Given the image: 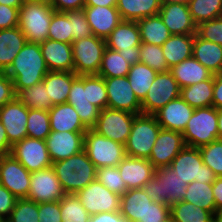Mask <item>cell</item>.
I'll return each instance as SVG.
<instances>
[{
    "label": "cell",
    "mask_w": 222,
    "mask_h": 222,
    "mask_svg": "<svg viewBox=\"0 0 222 222\" xmlns=\"http://www.w3.org/2000/svg\"><path fill=\"white\" fill-rule=\"evenodd\" d=\"M196 35L222 46V16L197 25Z\"/></svg>",
    "instance_id": "cell-51"
},
{
    "label": "cell",
    "mask_w": 222,
    "mask_h": 222,
    "mask_svg": "<svg viewBox=\"0 0 222 222\" xmlns=\"http://www.w3.org/2000/svg\"><path fill=\"white\" fill-rule=\"evenodd\" d=\"M136 22L142 43L162 46L172 36L159 14L139 19Z\"/></svg>",
    "instance_id": "cell-35"
},
{
    "label": "cell",
    "mask_w": 222,
    "mask_h": 222,
    "mask_svg": "<svg viewBox=\"0 0 222 222\" xmlns=\"http://www.w3.org/2000/svg\"><path fill=\"white\" fill-rule=\"evenodd\" d=\"M136 115L123 110L105 108L100 111L97 123L92 129L104 137L125 145Z\"/></svg>",
    "instance_id": "cell-12"
},
{
    "label": "cell",
    "mask_w": 222,
    "mask_h": 222,
    "mask_svg": "<svg viewBox=\"0 0 222 222\" xmlns=\"http://www.w3.org/2000/svg\"><path fill=\"white\" fill-rule=\"evenodd\" d=\"M105 41L107 48L120 52L130 65L140 62L142 42L136 21L123 20Z\"/></svg>",
    "instance_id": "cell-10"
},
{
    "label": "cell",
    "mask_w": 222,
    "mask_h": 222,
    "mask_svg": "<svg viewBox=\"0 0 222 222\" xmlns=\"http://www.w3.org/2000/svg\"><path fill=\"white\" fill-rule=\"evenodd\" d=\"M96 180L107 187L111 192L122 196L127 186L120 176L118 167H103L96 171Z\"/></svg>",
    "instance_id": "cell-49"
},
{
    "label": "cell",
    "mask_w": 222,
    "mask_h": 222,
    "mask_svg": "<svg viewBox=\"0 0 222 222\" xmlns=\"http://www.w3.org/2000/svg\"><path fill=\"white\" fill-rule=\"evenodd\" d=\"M172 35H195L197 25L192 19L189 6L180 3L161 5L158 13Z\"/></svg>",
    "instance_id": "cell-23"
},
{
    "label": "cell",
    "mask_w": 222,
    "mask_h": 222,
    "mask_svg": "<svg viewBox=\"0 0 222 222\" xmlns=\"http://www.w3.org/2000/svg\"><path fill=\"white\" fill-rule=\"evenodd\" d=\"M62 222H89L91 215L76 194H66L60 200Z\"/></svg>",
    "instance_id": "cell-43"
},
{
    "label": "cell",
    "mask_w": 222,
    "mask_h": 222,
    "mask_svg": "<svg viewBox=\"0 0 222 222\" xmlns=\"http://www.w3.org/2000/svg\"><path fill=\"white\" fill-rule=\"evenodd\" d=\"M27 43L18 26L0 30V70L6 72L14 58Z\"/></svg>",
    "instance_id": "cell-29"
},
{
    "label": "cell",
    "mask_w": 222,
    "mask_h": 222,
    "mask_svg": "<svg viewBox=\"0 0 222 222\" xmlns=\"http://www.w3.org/2000/svg\"><path fill=\"white\" fill-rule=\"evenodd\" d=\"M161 129L155 115L137 114L125 144L126 156L149 159Z\"/></svg>",
    "instance_id": "cell-4"
},
{
    "label": "cell",
    "mask_w": 222,
    "mask_h": 222,
    "mask_svg": "<svg viewBox=\"0 0 222 222\" xmlns=\"http://www.w3.org/2000/svg\"><path fill=\"white\" fill-rule=\"evenodd\" d=\"M152 202L143 188L129 189L121 196L120 213L132 222H137L144 218Z\"/></svg>",
    "instance_id": "cell-32"
},
{
    "label": "cell",
    "mask_w": 222,
    "mask_h": 222,
    "mask_svg": "<svg viewBox=\"0 0 222 222\" xmlns=\"http://www.w3.org/2000/svg\"><path fill=\"white\" fill-rule=\"evenodd\" d=\"M89 222H132L130 219L123 217L120 211L117 212H102L93 214Z\"/></svg>",
    "instance_id": "cell-59"
},
{
    "label": "cell",
    "mask_w": 222,
    "mask_h": 222,
    "mask_svg": "<svg viewBox=\"0 0 222 222\" xmlns=\"http://www.w3.org/2000/svg\"><path fill=\"white\" fill-rule=\"evenodd\" d=\"M65 195L52 166L31 172L28 199L36 203L55 202Z\"/></svg>",
    "instance_id": "cell-17"
},
{
    "label": "cell",
    "mask_w": 222,
    "mask_h": 222,
    "mask_svg": "<svg viewBox=\"0 0 222 222\" xmlns=\"http://www.w3.org/2000/svg\"><path fill=\"white\" fill-rule=\"evenodd\" d=\"M185 146L182 132L161 129L148 160L155 168L170 166Z\"/></svg>",
    "instance_id": "cell-19"
},
{
    "label": "cell",
    "mask_w": 222,
    "mask_h": 222,
    "mask_svg": "<svg viewBox=\"0 0 222 222\" xmlns=\"http://www.w3.org/2000/svg\"><path fill=\"white\" fill-rule=\"evenodd\" d=\"M39 45L49 71L74 72L72 44L47 39Z\"/></svg>",
    "instance_id": "cell-26"
},
{
    "label": "cell",
    "mask_w": 222,
    "mask_h": 222,
    "mask_svg": "<svg viewBox=\"0 0 222 222\" xmlns=\"http://www.w3.org/2000/svg\"><path fill=\"white\" fill-rule=\"evenodd\" d=\"M86 132L51 131L45 139L52 162L67 159L84 150Z\"/></svg>",
    "instance_id": "cell-21"
},
{
    "label": "cell",
    "mask_w": 222,
    "mask_h": 222,
    "mask_svg": "<svg viewBox=\"0 0 222 222\" xmlns=\"http://www.w3.org/2000/svg\"><path fill=\"white\" fill-rule=\"evenodd\" d=\"M106 41L94 35L72 43L74 72L77 75L98 74Z\"/></svg>",
    "instance_id": "cell-9"
},
{
    "label": "cell",
    "mask_w": 222,
    "mask_h": 222,
    "mask_svg": "<svg viewBox=\"0 0 222 222\" xmlns=\"http://www.w3.org/2000/svg\"><path fill=\"white\" fill-rule=\"evenodd\" d=\"M67 103L73 106L87 129L95 126L101 110L88 100L87 75H78L73 80Z\"/></svg>",
    "instance_id": "cell-20"
},
{
    "label": "cell",
    "mask_w": 222,
    "mask_h": 222,
    "mask_svg": "<svg viewBox=\"0 0 222 222\" xmlns=\"http://www.w3.org/2000/svg\"><path fill=\"white\" fill-rule=\"evenodd\" d=\"M16 97L28 109L48 111L52 107L51 99L48 97L47 89H45L43 81L20 90L16 94Z\"/></svg>",
    "instance_id": "cell-40"
},
{
    "label": "cell",
    "mask_w": 222,
    "mask_h": 222,
    "mask_svg": "<svg viewBox=\"0 0 222 222\" xmlns=\"http://www.w3.org/2000/svg\"><path fill=\"white\" fill-rule=\"evenodd\" d=\"M19 9L0 4V30L18 26Z\"/></svg>",
    "instance_id": "cell-55"
},
{
    "label": "cell",
    "mask_w": 222,
    "mask_h": 222,
    "mask_svg": "<svg viewBox=\"0 0 222 222\" xmlns=\"http://www.w3.org/2000/svg\"><path fill=\"white\" fill-rule=\"evenodd\" d=\"M72 23L73 41L92 36L91 28L87 22L83 9L64 12Z\"/></svg>",
    "instance_id": "cell-52"
},
{
    "label": "cell",
    "mask_w": 222,
    "mask_h": 222,
    "mask_svg": "<svg viewBox=\"0 0 222 222\" xmlns=\"http://www.w3.org/2000/svg\"><path fill=\"white\" fill-rule=\"evenodd\" d=\"M28 115L29 109L17 97L0 108V121L12 146L27 137Z\"/></svg>",
    "instance_id": "cell-18"
},
{
    "label": "cell",
    "mask_w": 222,
    "mask_h": 222,
    "mask_svg": "<svg viewBox=\"0 0 222 222\" xmlns=\"http://www.w3.org/2000/svg\"><path fill=\"white\" fill-rule=\"evenodd\" d=\"M51 6L57 12L80 10L85 7V0H52Z\"/></svg>",
    "instance_id": "cell-58"
},
{
    "label": "cell",
    "mask_w": 222,
    "mask_h": 222,
    "mask_svg": "<svg viewBox=\"0 0 222 222\" xmlns=\"http://www.w3.org/2000/svg\"><path fill=\"white\" fill-rule=\"evenodd\" d=\"M0 222H5V220L0 217Z\"/></svg>",
    "instance_id": "cell-70"
},
{
    "label": "cell",
    "mask_w": 222,
    "mask_h": 222,
    "mask_svg": "<svg viewBox=\"0 0 222 222\" xmlns=\"http://www.w3.org/2000/svg\"><path fill=\"white\" fill-rule=\"evenodd\" d=\"M54 12L51 4L24 1L19 8L18 27L27 42L41 44L48 39Z\"/></svg>",
    "instance_id": "cell-3"
},
{
    "label": "cell",
    "mask_w": 222,
    "mask_h": 222,
    "mask_svg": "<svg viewBox=\"0 0 222 222\" xmlns=\"http://www.w3.org/2000/svg\"><path fill=\"white\" fill-rule=\"evenodd\" d=\"M90 215L120 211L121 196L111 192L97 180L76 193Z\"/></svg>",
    "instance_id": "cell-13"
},
{
    "label": "cell",
    "mask_w": 222,
    "mask_h": 222,
    "mask_svg": "<svg viewBox=\"0 0 222 222\" xmlns=\"http://www.w3.org/2000/svg\"><path fill=\"white\" fill-rule=\"evenodd\" d=\"M217 126H218V140L222 141V108L217 109Z\"/></svg>",
    "instance_id": "cell-65"
},
{
    "label": "cell",
    "mask_w": 222,
    "mask_h": 222,
    "mask_svg": "<svg viewBox=\"0 0 222 222\" xmlns=\"http://www.w3.org/2000/svg\"><path fill=\"white\" fill-rule=\"evenodd\" d=\"M191 0H160L161 5H167V4H172V3H180V4H185L189 5Z\"/></svg>",
    "instance_id": "cell-66"
},
{
    "label": "cell",
    "mask_w": 222,
    "mask_h": 222,
    "mask_svg": "<svg viewBox=\"0 0 222 222\" xmlns=\"http://www.w3.org/2000/svg\"><path fill=\"white\" fill-rule=\"evenodd\" d=\"M107 90V108L141 114V102L130 86L127 76L103 77Z\"/></svg>",
    "instance_id": "cell-16"
},
{
    "label": "cell",
    "mask_w": 222,
    "mask_h": 222,
    "mask_svg": "<svg viewBox=\"0 0 222 222\" xmlns=\"http://www.w3.org/2000/svg\"><path fill=\"white\" fill-rule=\"evenodd\" d=\"M181 88L170 71L157 73L155 80L141 102L143 114L154 115L168 102L180 96Z\"/></svg>",
    "instance_id": "cell-11"
},
{
    "label": "cell",
    "mask_w": 222,
    "mask_h": 222,
    "mask_svg": "<svg viewBox=\"0 0 222 222\" xmlns=\"http://www.w3.org/2000/svg\"><path fill=\"white\" fill-rule=\"evenodd\" d=\"M0 4L16 7L19 9L24 4V0H0Z\"/></svg>",
    "instance_id": "cell-64"
},
{
    "label": "cell",
    "mask_w": 222,
    "mask_h": 222,
    "mask_svg": "<svg viewBox=\"0 0 222 222\" xmlns=\"http://www.w3.org/2000/svg\"><path fill=\"white\" fill-rule=\"evenodd\" d=\"M164 222H177L171 215Z\"/></svg>",
    "instance_id": "cell-69"
},
{
    "label": "cell",
    "mask_w": 222,
    "mask_h": 222,
    "mask_svg": "<svg viewBox=\"0 0 222 222\" xmlns=\"http://www.w3.org/2000/svg\"><path fill=\"white\" fill-rule=\"evenodd\" d=\"M117 0H85V6H116Z\"/></svg>",
    "instance_id": "cell-63"
},
{
    "label": "cell",
    "mask_w": 222,
    "mask_h": 222,
    "mask_svg": "<svg viewBox=\"0 0 222 222\" xmlns=\"http://www.w3.org/2000/svg\"><path fill=\"white\" fill-rule=\"evenodd\" d=\"M203 163L216 175L222 177V141L215 140L209 144L199 147Z\"/></svg>",
    "instance_id": "cell-50"
},
{
    "label": "cell",
    "mask_w": 222,
    "mask_h": 222,
    "mask_svg": "<svg viewBox=\"0 0 222 222\" xmlns=\"http://www.w3.org/2000/svg\"><path fill=\"white\" fill-rule=\"evenodd\" d=\"M12 145L8 141L6 130L0 121V158L11 154Z\"/></svg>",
    "instance_id": "cell-61"
},
{
    "label": "cell",
    "mask_w": 222,
    "mask_h": 222,
    "mask_svg": "<svg viewBox=\"0 0 222 222\" xmlns=\"http://www.w3.org/2000/svg\"><path fill=\"white\" fill-rule=\"evenodd\" d=\"M182 201L190 202L196 207L203 208L215 215L216 204L212 192V183L193 181L186 187L185 197Z\"/></svg>",
    "instance_id": "cell-38"
},
{
    "label": "cell",
    "mask_w": 222,
    "mask_h": 222,
    "mask_svg": "<svg viewBox=\"0 0 222 222\" xmlns=\"http://www.w3.org/2000/svg\"><path fill=\"white\" fill-rule=\"evenodd\" d=\"M24 1L51 4L52 0H24Z\"/></svg>",
    "instance_id": "cell-68"
},
{
    "label": "cell",
    "mask_w": 222,
    "mask_h": 222,
    "mask_svg": "<svg viewBox=\"0 0 222 222\" xmlns=\"http://www.w3.org/2000/svg\"><path fill=\"white\" fill-rule=\"evenodd\" d=\"M212 192L215 199L216 210L222 208V177H216L212 183Z\"/></svg>",
    "instance_id": "cell-62"
},
{
    "label": "cell",
    "mask_w": 222,
    "mask_h": 222,
    "mask_svg": "<svg viewBox=\"0 0 222 222\" xmlns=\"http://www.w3.org/2000/svg\"><path fill=\"white\" fill-rule=\"evenodd\" d=\"M140 63L148 65L158 73L170 70L163 55L162 46L141 43Z\"/></svg>",
    "instance_id": "cell-46"
},
{
    "label": "cell",
    "mask_w": 222,
    "mask_h": 222,
    "mask_svg": "<svg viewBox=\"0 0 222 222\" xmlns=\"http://www.w3.org/2000/svg\"><path fill=\"white\" fill-rule=\"evenodd\" d=\"M39 222H62L60 201L38 203Z\"/></svg>",
    "instance_id": "cell-53"
},
{
    "label": "cell",
    "mask_w": 222,
    "mask_h": 222,
    "mask_svg": "<svg viewBox=\"0 0 222 222\" xmlns=\"http://www.w3.org/2000/svg\"><path fill=\"white\" fill-rule=\"evenodd\" d=\"M214 222H222V208L219 210H216L214 215Z\"/></svg>",
    "instance_id": "cell-67"
},
{
    "label": "cell",
    "mask_w": 222,
    "mask_h": 222,
    "mask_svg": "<svg viewBox=\"0 0 222 222\" xmlns=\"http://www.w3.org/2000/svg\"><path fill=\"white\" fill-rule=\"evenodd\" d=\"M170 216V206L167 204L152 202L147 208L144 218L137 222H164Z\"/></svg>",
    "instance_id": "cell-54"
},
{
    "label": "cell",
    "mask_w": 222,
    "mask_h": 222,
    "mask_svg": "<svg viewBox=\"0 0 222 222\" xmlns=\"http://www.w3.org/2000/svg\"><path fill=\"white\" fill-rule=\"evenodd\" d=\"M78 75L75 72L49 71L43 78L48 97L54 105L67 102L73 80Z\"/></svg>",
    "instance_id": "cell-30"
},
{
    "label": "cell",
    "mask_w": 222,
    "mask_h": 222,
    "mask_svg": "<svg viewBox=\"0 0 222 222\" xmlns=\"http://www.w3.org/2000/svg\"><path fill=\"white\" fill-rule=\"evenodd\" d=\"M116 8L122 20L137 21L158 15L161 3L160 0H117Z\"/></svg>",
    "instance_id": "cell-34"
},
{
    "label": "cell",
    "mask_w": 222,
    "mask_h": 222,
    "mask_svg": "<svg viewBox=\"0 0 222 222\" xmlns=\"http://www.w3.org/2000/svg\"><path fill=\"white\" fill-rule=\"evenodd\" d=\"M187 183L170 166L156 168L154 176L143 186L153 202L171 206L184 199Z\"/></svg>",
    "instance_id": "cell-5"
},
{
    "label": "cell",
    "mask_w": 222,
    "mask_h": 222,
    "mask_svg": "<svg viewBox=\"0 0 222 222\" xmlns=\"http://www.w3.org/2000/svg\"><path fill=\"white\" fill-rule=\"evenodd\" d=\"M117 167L127 190L143 188L154 176L156 169L148 159L129 156H126Z\"/></svg>",
    "instance_id": "cell-25"
},
{
    "label": "cell",
    "mask_w": 222,
    "mask_h": 222,
    "mask_svg": "<svg viewBox=\"0 0 222 222\" xmlns=\"http://www.w3.org/2000/svg\"><path fill=\"white\" fill-rule=\"evenodd\" d=\"M18 198L0 184V217L5 221L9 218Z\"/></svg>",
    "instance_id": "cell-56"
},
{
    "label": "cell",
    "mask_w": 222,
    "mask_h": 222,
    "mask_svg": "<svg viewBox=\"0 0 222 222\" xmlns=\"http://www.w3.org/2000/svg\"><path fill=\"white\" fill-rule=\"evenodd\" d=\"M130 64L120 52L105 48L97 75L102 77H124L130 70Z\"/></svg>",
    "instance_id": "cell-41"
},
{
    "label": "cell",
    "mask_w": 222,
    "mask_h": 222,
    "mask_svg": "<svg viewBox=\"0 0 222 222\" xmlns=\"http://www.w3.org/2000/svg\"><path fill=\"white\" fill-rule=\"evenodd\" d=\"M51 166L66 194H76L96 180L97 169L85 150Z\"/></svg>",
    "instance_id": "cell-2"
},
{
    "label": "cell",
    "mask_w": 222,
    "mask_h": 222,
    "mask_svg": "<svg viewBox=\"0 0 222 222\" xmlns=\"http://www.w3.org/2000/svg\"><path fill=\"white\" fill-rule=\"evenodd\" d=\"M194 110L179 96L154 115L162 129L183 132Z\"/></svg>",
    "instance_id": "cell-24"
},
{
    "label": "cell",
    "mask_w": 222,
    "mask_h": 222,
    "mask_svg": "<svg viewBox=\"0 0 222 222\" xmlns=\"http://www.w3.org/2000/svg\"><path fill=\"white\" fill-rule=\"evenodd\" d=\"M170 215L177 222H214L213 213L185 201L172 204Z\"/></svg>",
    "instance_id": "cell-39"
},
{
    "label": "cell",
    "mask_w": 222,
    "mask_h": 222,
    "mask_svg": "<svg viewBox=\"0 0 222 222\" xmlns=\"http://www.w3.org/2000/svg\"><path fill=\"white\" fill-rule=\"evenodd\" d=\"M26 127L27 137L45 140L51 132L49 112L47 110L29 109Z\"/></svg>",
    "instance_id": "cell-44"
},
{
    "label": "cell",
    "mask_w": 222,
    "mask_h": 222,
    "mask_svg": "<svg viewBox=\"0 0 222 222\" xmlns=\"http://www.w3.org/2000/svg\"><path fill=\"white\" fill-rule=\"evenodd\" d=\"M192 56L213 74L222 73V46L194 35Z\"/></svg>",
    "instance_id": "cell-31"
},
{
    "label": "cell",
    "mask_w": 222,
    "mask_h": 222,
    "mask_svg": "<svg viewBox=\"0 0 222 222\" xmlns=\"http://www.w3.org/2000/svg\"><path fill=\"white\" fill-rule=\"evenodd\" d=\"M49 72L39 44L27 42L5 74L13 81L14 91L43 81Z\"/></svg>",
    "instance_id": "cell-1"
},
{
    "label": "cell",
    "mask_w": 222,
    "mask_h": 222,
    "mask_svg": "<svg viewBox=\"0 0 222 222\" xmlns=\"http://www.w3.org/2000/svg\"><path fill=\"white\" fill-rule=\"evenodd\" d=\"M169 71L180 88L210 79L214 75L193 56L172 66Z\"/></svg>",
    "instance_id": "cell-28"
},
{
    "label": "cell",
    "mask_w": 222,
    "mask_h": 222,
    "mask_svg": "<svg viewBox=\"0 0 222 222\" xmlns=\"http://www.w3.org/2000/svg\"><path fill=\"white\" fill-rule=\"evenodd\" d=\"M83 11L92 34L104 40L123 21L116 6H85Z\"/></svg>",
    "instance_id": "cell-22"
},
{
    "label": "cell",
    "mask_w": 222,
    "mask_h": 222,
    "mask_svg": "<svg viewBox=\"0 0 222 222\" xmlns=\"http://www.w3.org/2000/svg\"><path fill=\"white\" fill-rule=\"evenodd\" d=\"M84 150L96 169L117 167L126 157L125 145L88 129L84 134Z\"/></svg>",
    "instance_id": "cell-7"
},
{
    "label": "cell",
    "mask_w": 222,
    "mask_h": 222,
    "mask_svg": "<svg viewBox=\"0 0 222 222\" xmlns=\"http://www.w3.org/2000/svg\"><path fill=\"white\" fill-rule=\"evenodd\" d=\"M11 154L29 171L51 167L52 161L45 140L25 137L12 146Z\"/></svg>",
    "instance_id": "cell-14"
},
{
    "label": "cell",
    "mask_w": 222,
    "mask_h": 222,
    "mask_svg": "<svg viewBox=\"0 0 222 222\" xmlns=\"http://www.w3.org/2000/svg\"><path fill=\"white\" fill-rule=\"evenodd\" d=\"M212 106L216 109L222 108V73L214 74Z\"/></svg>",
    "instance_id": "cell-60"
},
{
    "label": "cell",
    "mask_w": 222,
    "mask_h": 222,
    "mask_svg": "<svg viewBox=\"0 0 222 222\" xmlns=\"http://www.w3.org/2000/svg\"><path fill=\"white\" fill-rule=\"evenodd\" d=\"M29 172L12 154L0 158V184L17 198H27L30 189Z\"/></svg>",
    "instance_id": "cell-15"
},
{
    "label": "cell",
    "mask_w": 222,
    "mask_h": 222,
    "mask_svg": "<svg viewBox=\"0 0 222 222\" xmlns=\"http://www.w3.org/2000/svg\"><path fill=\"white\" fill-rule=\"evenodd\" d=\"M188 6L196 25L222 16V0H191Z\"/></svg>",
    "instance_id": "cell-42"
},
{
    "label": "cell",
    "mask_w": 222,
    "mask_h": 222,
    "mask_svg": "<svg viewBox=\"0 0 222 222\" xmlns=\"http://www.w3.org/2000/svg\"><path fill=\"white\" fill-rule=\"evenodd\" d=\"M217 109L195 108L182 132L186 146L199 148L218 139Z\"/></svg>",
    "instance_id": "cell-6"
},
{
    "label": "cell",
    "mask_w": 222,
    "mask_h": 222,
    "mask_svg": "<svg viewBox=\"0 0 222 222\" xmlns=\"http://www.w3.org/2000/svg\"><path fill=\"white\" fill-rule=\"evenodd\" d=\"M15 97L13 81L0 70V108Z\"/></svg>",
    "instance_id": "cell-57"
},
{
    "label": "cell",
    "mask_w": 222,
    "mask_h": 222,
    "mask_svg": "<svg viewBox=\"0 0 222 222\" xmlns=\"http://www.w3.org/2000/svg\"><path fill=\"white\" fill-rule=\"evenodd\" d=\"M214 75L207 80L181 88L180 97L191 107H211L213 101Z\"/></svg>",
    "instance_id": "cell-36"
},
{
    "label": "cell",
    "mask_w": 222,
    "mask_h": 222,
    "mask_svg": "<svg viewBox=\"0 0 222 222\" xmlns=\"http://www.w3.org/2000/svg\"><path fill=\"white\" fill-rule=\"evenodd\" d=\"M87 96L89 102L100 110L107 108V90L102 76L97 74L87 75Z\"/></svg>",
    "instance_id": "cell-48"
},
{
    "label": "cell",
    "mask_w": 222,
    "mask_h": 222,
    "mask_svg": "<svg viewBox=\"0 0 222 222\" xmlns=\"http://www.w3.org/2000/svg\"><path fill=\"white\" fill-rule=\"evenodd\" d=\"M48 39L62 43H73L72 23L64 12L55 11L49 27Z\"/></svg>",
    "instance_id": "cell-45"
},
{
    "label": "cell",
    "mask_w": 222,
    "mask_h": 222,
    "mask_svg": "<svg viewBox=\"0 0 222 222\" xmlns=\"http://www.w3.org/2000/svg\"><path fill=\"white\" fill-rule=\"evenodd\" d=\"M170 168L187 184L197 181L200 183H213L215 173L203 163L199 148L185 146L173 159Z\"/></svg>",
    "instance_id": "cell-8"
},
{
    "label": "cell",
    "mask_w": 222,
    "mask_h": 222,
    "mask_svg": "<svg viewBox=\"0 0 222 222\" xmlns=\"http://www.w3.org/2000/svg\"><path fill=\"white\" fill-rule=\"evenodd\" d=\"M48 112L51 131L86 132L88 130L73 106L67 102L54 105Z\"/></svg>",
    "instance_id": "cell-27"
},
{
    "label": "cell",
    "mask_w": 222,
    "mask_h": 222,
    "mask_svg": "<svg viewBox=\"0 0 222 222\" xmlns=\"http://www.w3.org/2000/svg\"><path fill=\"white\" fill-rule=\"evenodd\" d=\"M158 72L144 63H136L130 66L127 74L130 86L140 102L144 100L148 89L156 78Z\"/></svg>",
    "instance_id": "cell-37"
},
{
    "label": "cell",
    "mask_w": 222,
    "mask_h": 222,
    "mask_svg": "<svg viewBox=\"0 0 222 222\" xmlns=\"http://www.w3.org/2000/svg\"><path fill=\"white\" fill-rule=\"evenodd\" d=\"M38 213V203L28 198H18L5 222H39Z\"/></svg>",
    "instance_id": "cell-47"
},
{
    "label": "cell",
    "mask_w": 222,
    "mask_h": 222,
    "mask_svg": "<svg viewBox=\"0 0 222 222\" xmlns=\"http://www.w3.org/2000/svg\"><path fill=\"white\" fill-rule=\"evenodd\" d=\"M194 35H172L163 45L162 52L169 68L192 57Z\"/></svg>",
    "instance_id": "cell-33"
}]
</instances>
